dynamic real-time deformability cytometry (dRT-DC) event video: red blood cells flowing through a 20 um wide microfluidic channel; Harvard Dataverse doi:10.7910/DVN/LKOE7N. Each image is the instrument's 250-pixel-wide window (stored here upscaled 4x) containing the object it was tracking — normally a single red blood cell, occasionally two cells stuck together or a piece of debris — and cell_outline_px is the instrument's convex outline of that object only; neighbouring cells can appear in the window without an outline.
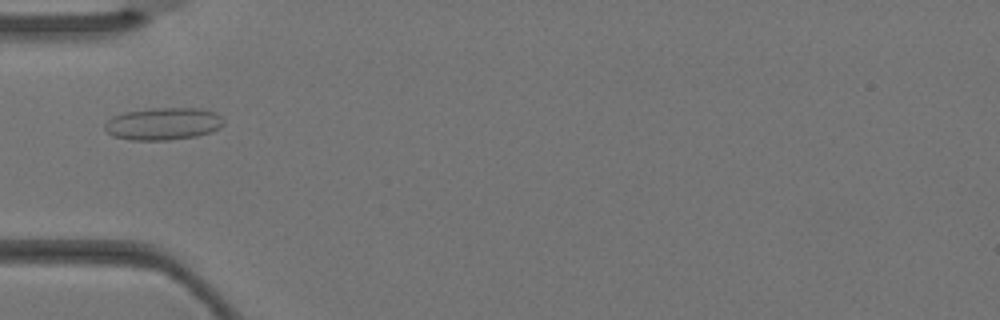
{"species": "Egyptian fruit bat (a non-hibernating species)", "species_latin": "Rousettus aegyptiacus", "temperature_condition": "warm", "stored_images_in_passage": 4, "camera_frame_rate_fps": 3000, "um_per_image_px": 0.085, "animal": {"sex": "female"}, "frame": {"image": 1, "passage_image": 4, "time_ms": 1.0, "image_size_px": [1000, 320], "cell_outline_px": [[224, 124], [220, 128], [212, 132], [196, 136], [168, 140], [132, 140], [112, 136], [104, 128], [104, 124], [112, 116], [124, 112], [152, 108], [196, 108], [216, 112], [224, 120]], "centroid_in_image_um": [13.88, 10.52], "position_along_channel_um": 71.1, "area_um2": 22.54}}